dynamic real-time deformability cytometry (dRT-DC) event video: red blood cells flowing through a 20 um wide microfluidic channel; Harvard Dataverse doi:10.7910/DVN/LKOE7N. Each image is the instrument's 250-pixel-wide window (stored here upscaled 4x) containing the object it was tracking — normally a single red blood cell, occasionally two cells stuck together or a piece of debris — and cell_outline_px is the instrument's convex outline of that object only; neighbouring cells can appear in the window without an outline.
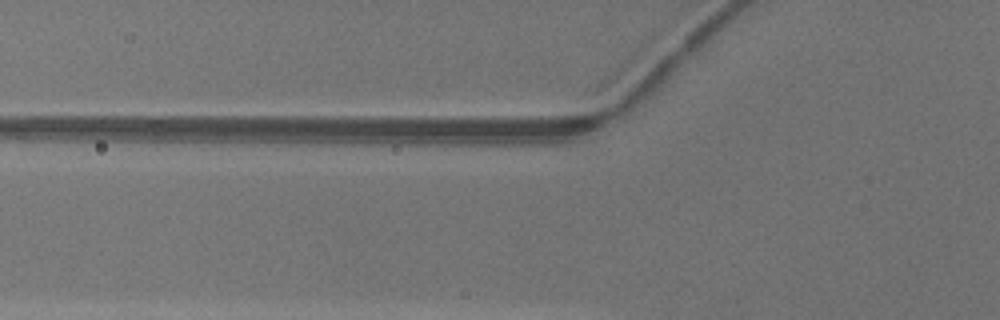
{"species": "common noctule bat (a hibernating species)", "species_latin": "Nyctalus noctula", "temperature_condition": "warm", "stored_images_in_passage": 3, "camera_frame_rate_fps": 3000, "um_per_image_px": 0.085, "animal": {"sex": "female"}, "frame": {"image": 1, "passage_image": 3, "time_ms": 0.667, "image_size_px": [1000, 320], "cell_outline_px": [[508, 184], [504, 200], [416, 208], [352, 204], [336, 196], [336, 192], [344, 180], [508, 180]], "centroid_in_image_um": [35.8, 16.35], "position_along_channel_um": 90.0, "area_um2": 29.59}}